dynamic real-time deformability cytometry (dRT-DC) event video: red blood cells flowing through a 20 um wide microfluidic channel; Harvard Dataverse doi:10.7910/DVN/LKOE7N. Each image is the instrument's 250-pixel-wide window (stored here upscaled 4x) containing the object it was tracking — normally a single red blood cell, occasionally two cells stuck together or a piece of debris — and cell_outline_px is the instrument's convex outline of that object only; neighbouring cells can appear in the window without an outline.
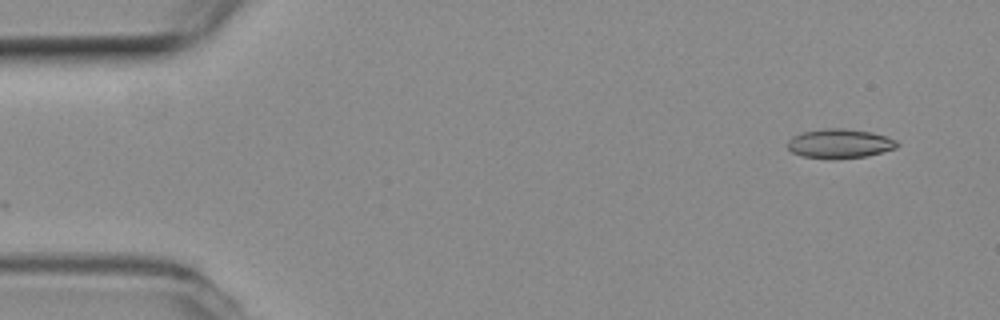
{"species": "common noctule bat (a hibernating species)", "species_latin": "Nyctalus noctula", "temperature_condition": "room temperature", "stored_images_in_passage": 7, "camera_frame_rate_fps": 3000, "um_per_image_px": 0.085, "animal": {"sex": "female", "body_mass_g": 19.3, "forearm_length_mm": 54.1}, "frame": {"image": 1, "passage_image": 1, "time_ms": 0.0, "image_size_px": [1000, 320], "cell_outline_px": [[900, 144], [896, 148], [868, 156], [832, 160], [804, 156], [792, 152], [788, 148], [788, 140], [792, 136], [804, 132], [824, 128], [844, 128], [872, 132], [888, 136], [896, 140]], "centroid_in_image_um": [71.41, 12.21], "position_along_channel_um": 13.6, "area_um2": 18.96}}
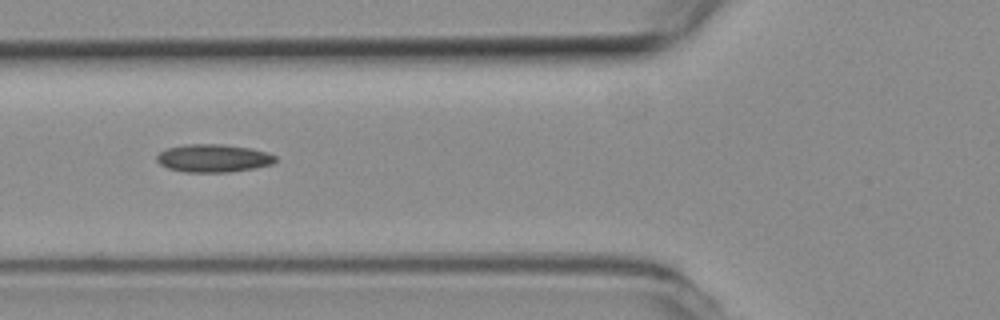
{"frame": {"image": 2, "passage_image": 6, "time_ms": 1.667, "image_size_px": [1000, 320], "cell_outline_px": [[276, 160], [272, 164], [256, 168], [228, 172], [184, 172], [168, 168], [160, 164], [156, 160], [156, 156], [160, 152], [168, 148], [184, 144], [224, 144], [252, 148], [268, 152], [276, 156]], "centroid_in_image_um": [18.15, 13.44], "position_along_channel_um": 107.6, "area_um2": 19.48}}
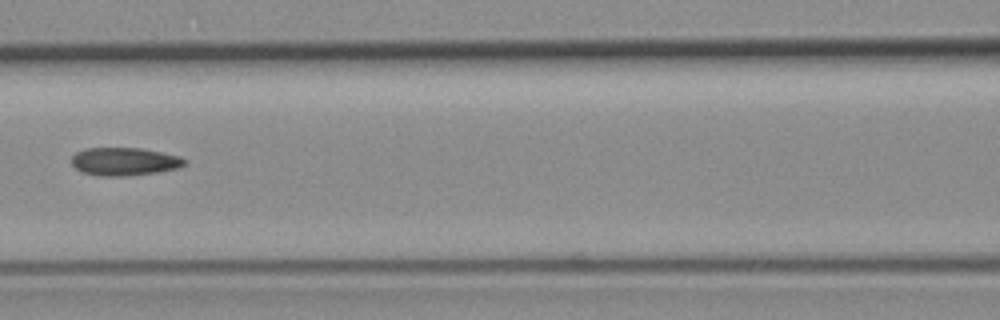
{"frame": {"image": 3, "passage_image": 7, "time_ms": 2.0, "image_size_px": [1000, 320], "cell_outline_px": [[184, 164], [180, 168], [156, 172], [124, 176], [96, 176], [80, 172], [72, 164], [72, 156], [76, 152], [84, 148], [140, 148], [180, 156], [184, 160]], "centroid_in_image_um": [10.52, 13.73], "position_along_channel_um": 156.1, "area_um2": 18.44}}